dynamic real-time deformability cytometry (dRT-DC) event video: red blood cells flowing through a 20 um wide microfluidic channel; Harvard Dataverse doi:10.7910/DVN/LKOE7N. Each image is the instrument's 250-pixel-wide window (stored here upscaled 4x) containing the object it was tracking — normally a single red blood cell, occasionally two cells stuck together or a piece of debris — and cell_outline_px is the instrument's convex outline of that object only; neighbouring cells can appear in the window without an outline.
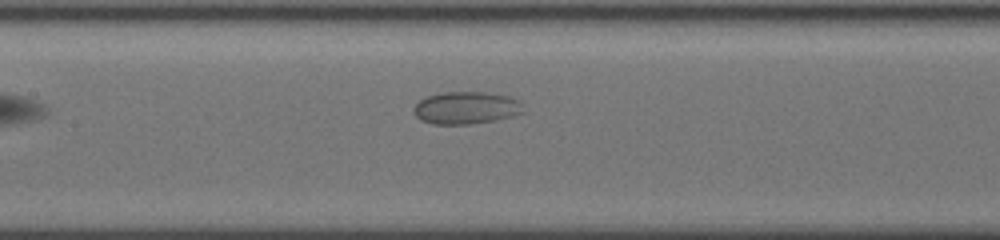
{"species": "common noctule bat (a hibernating species)", "species_latin": "Nyctalus noctula", "temperature_condition": "cold", "stored_images_in_passage": 10, "camera_frame_rate_fps": 3000, "um_per_image_px": 0.085, "animal": {"sex": "female", "body_mass_g": 19.5, "forearm_length_mm": 54.1}, "frame": {"image": 1, "passage_image": 5, "time_ms": 2.667, "image_size_px": [1000, 240], "cell_outline_px": [[524, 112], [512, 116], [496, 120], [468, 124], [436, 124], [420, 120], [416, 116], [412, 108], [420, 100], [428, 96], [444, 92], [492, 92], [508, 96], [520, 100]], "centroid_in_image_um": [39.64, 9.16], "position_along_channel_um": 167.8, "area_um2": 20.75}}
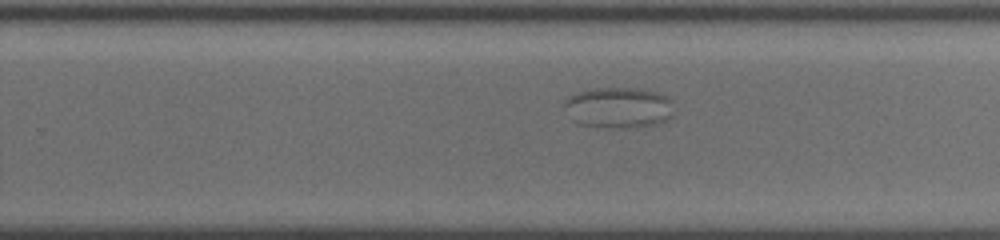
{"frame": {"image": 2, "passage_image": 10, "time_ms": 7.333, "image_size_px": [1000, 240], "cell_outline_px": [[672, 116], [656, 124], [636, 128], [620, 128], [580, 124], [572, 120], [564, 104], [564, 100], [568, 96], [576, 92], [588, 88], [636, 88], [660, 92], [668, 96], [672, 100]], "centroid_in_image_um": [52.59, 9.13], "position_along_channel_um": 277.2, "area_um2": 26.36}}